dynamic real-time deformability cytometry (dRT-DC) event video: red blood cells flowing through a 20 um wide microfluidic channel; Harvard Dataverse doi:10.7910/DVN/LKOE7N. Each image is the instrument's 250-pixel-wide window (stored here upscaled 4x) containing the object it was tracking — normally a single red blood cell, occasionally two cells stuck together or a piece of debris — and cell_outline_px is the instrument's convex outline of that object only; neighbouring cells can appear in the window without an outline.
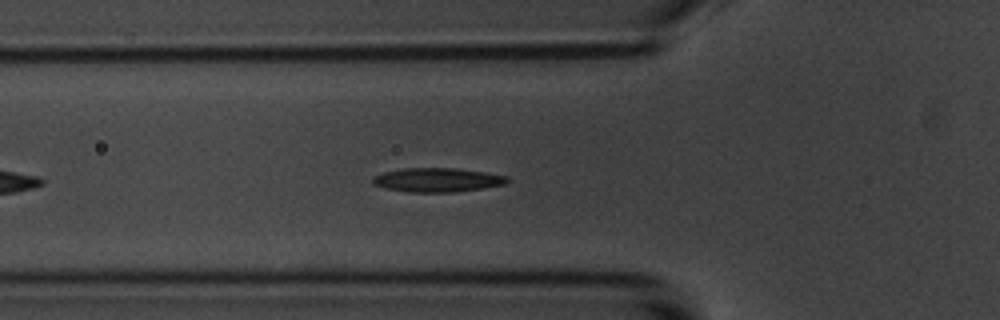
{"species": "common noctule bat (a hibernating species)", "species_latin": "Nyctalus noctula", "temperature_condition": "room temperature", "stored_images_in_passage": 47, "camera_frame_rate_fps": 3000, "um_per_image_px": 0.085, "animal": {"sex": "male", "body_mass_g": 20.1, "forearm_length_mm": 53.5}, "frame": {"image": 1, "passage_image": 9, "time_ms": 2.667, "image_size_px": [1000, 320], "cell_outline_px": [[508, 180], [504, 184], [480, 188], [452, 192], [408, 192], [384, 188], [372, 184], [372, 176], [384, 172], [404, 168], [456, 168], [484, 172], [508, 176]], "centroid_in_image_um": [37.11, 15.29], "position_along_channel_um": 88.7, "area_um2": 18.73}}
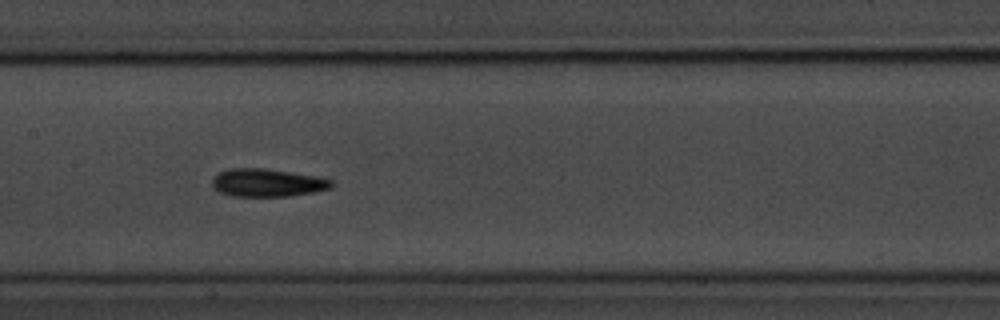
{"frame": {"image": 2, "passage_image": 17, "time_ms": 5.333, "image_size_px": [1000, 320], "cell_outline_px": [[332, 184], [328, 188], [312, 192], [292, 196], [232, 196], [220, 192], [212, 184], [212, 176], [216, 172], [228, 168], [264, 168], [316, 176], [332, 180]], "centroid_in_image_um": [22.65, 15.52], "position_along_channel_um": 184.8, "area_um2": 19.36}}
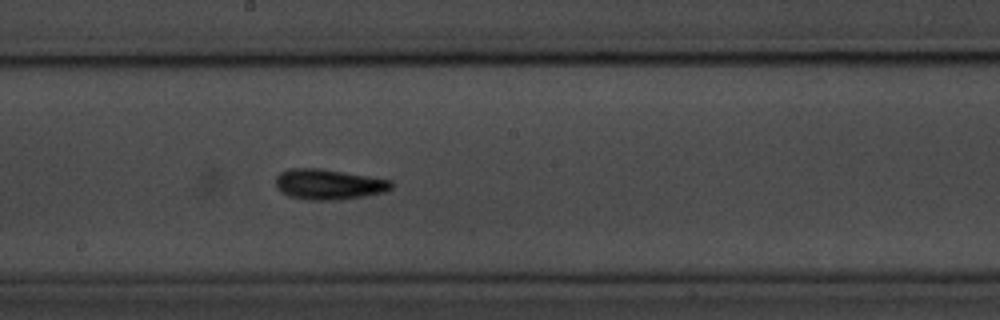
{"frame": {"image": 3, "passage_image": 20, "time_ms": 6.333, "image_size_px": [1000, 320], "cell_outline_px": [[392, 188], [384, 192], [364, 196], [340, 200], [308, 200], [288, 196], [280, 192], [276, 184], [276, 176], [280, 172], [288, 168], [320, 168], [392, 180]], "centroid_in_image_um": [27.91, 15.67], "position_along_channel_um": 220.3, "area_um2": 20.63}, "authors_computed_cell_mechanics": {"area_um2": 18.496, "velocity_mm_per_s": 3.5737, "shape_relaxation_time_tau1_ms": null, "shape_relaxation_time_tau2_ms": 2.8644, "deformation_change_tau1": null, "deformation_change_tau2": 0.0924}}